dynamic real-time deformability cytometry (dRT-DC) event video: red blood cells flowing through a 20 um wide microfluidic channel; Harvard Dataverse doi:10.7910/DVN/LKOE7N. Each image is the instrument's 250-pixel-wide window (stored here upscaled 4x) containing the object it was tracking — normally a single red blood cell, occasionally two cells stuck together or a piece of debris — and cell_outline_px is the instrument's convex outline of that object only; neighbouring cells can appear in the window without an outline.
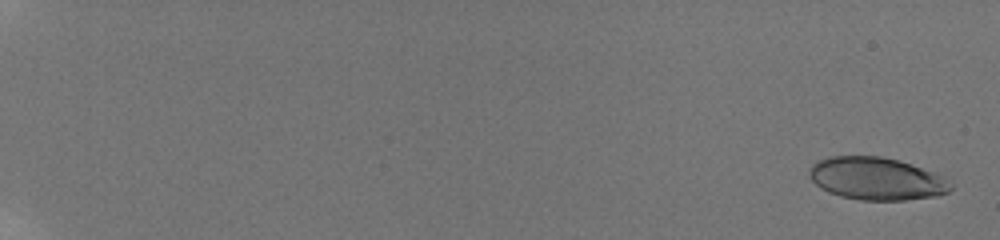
{"species": "human", "species_latin": "Homo sapiens", "temperature_condition": "room temperature", "stored_images_in_passage": 104, "camera_frame_rate_fps": 3000, "um_per_image_px": 0.085, "donor": {"sex": "male"}, "frame": {"image": 1, "passage_image": 4, "time_ms": 0.333, "image_size_px": [1000, 240], "cell_outline_px": [[952, 188], [948, 192], [936, 196], [904, 200], [860, 200], [840, 196], [828, 192], [820, 188], [812, 180], [808, 172], [808, 168], [816, 160], [828, 156], [880, 156], [900, 160], [912, 164], [944, 176], [952, 184]], "centroid_in_image_um": [74.48, 15.18], "position_along_channel_um": 10.5, "area_um2": 35.43}}
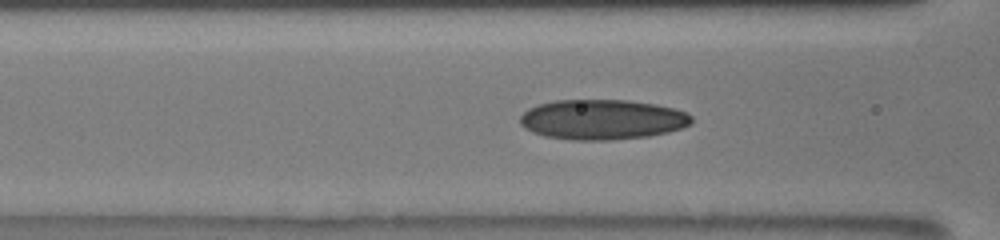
{"frame": {"image": 2, "passage_image": 63, "time_ms": 9.333, "image_size_px": [1000, 240], "cell_outline_px": [[692, 124], [668, 132], [648, 136], [612, 140], [572, 140], [544, 136], [532, 132], [524, 128], [520, 124], [520, 116], [528, 108], [540, 104], [556, 100], [628, 100], [656, 104], [676, 108], [688, 112], [692, 116]], "centroid_in_image_um": [51.21, 10.16], "position_along_channel_um": 115.4, "area_um2": 40.34}}
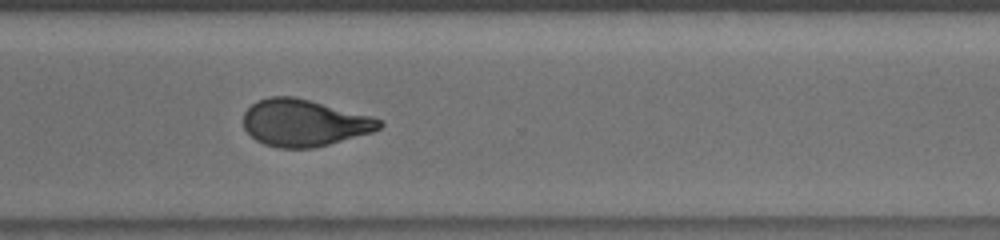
{"frame": {"image": 3, "passage_image": 103, "time_ms": 15.333, "image_size_px": [1000, 240], "cell_outline_px": [[384, 124], [380, 128], [372, 132], [328, 144], [312, 148], [280, 148], [264, 144], [256, 140], [244, 128], [244, 112], [256, 100], [268, 96], [296, 96], [372, 116], [380, 120]], "centroid_in_image_um": [25.83, 10.42], "position_along_channel_um": 344.8, "area_um2": 37.17}}